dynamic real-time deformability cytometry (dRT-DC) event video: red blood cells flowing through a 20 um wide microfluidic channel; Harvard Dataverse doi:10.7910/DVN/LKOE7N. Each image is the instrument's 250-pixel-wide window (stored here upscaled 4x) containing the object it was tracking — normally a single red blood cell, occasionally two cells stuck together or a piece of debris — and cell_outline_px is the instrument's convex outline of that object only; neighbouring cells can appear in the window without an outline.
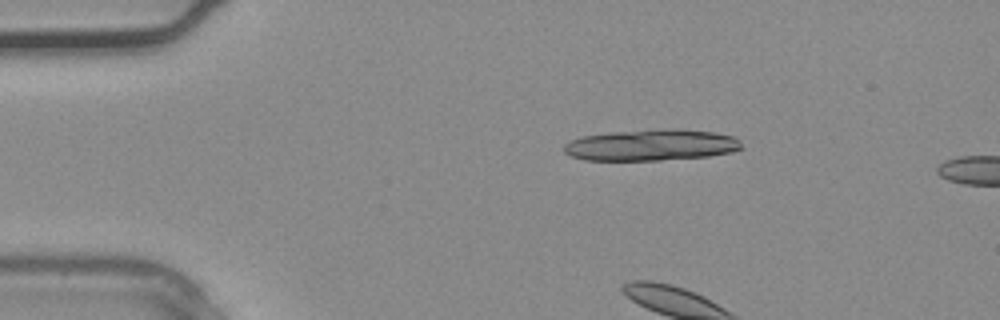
{"species": "common noctule bat (a hibernating species)", "species_latin": "Nyctalus noctula", "temperature_condition": "warm", "stored_images_in_passage": 35, "camera_frame_rate_fps": 3000, "um_per_image_px": 0.085, "animal": {"sex": "male", "body_mass_g": 20.4}, "frame": {"image": 1, "passage_image": 6, "time_ms": 1.667, "image_size_px": [1000, 320], "cell_outline_px": [[744, 148], [732, 152], [708, 156], [660, 160], [584, 160], [572, 156], [564, 152], [564, 144], [580, 136], [608, 132], [672, 128], [680, 128], [712, 132], [732, 136], [740, 140]], "centroid_in_image_um": [55.37, 12.32], "position_along_channel_um": 29.6, "area_um2": 32.6}}